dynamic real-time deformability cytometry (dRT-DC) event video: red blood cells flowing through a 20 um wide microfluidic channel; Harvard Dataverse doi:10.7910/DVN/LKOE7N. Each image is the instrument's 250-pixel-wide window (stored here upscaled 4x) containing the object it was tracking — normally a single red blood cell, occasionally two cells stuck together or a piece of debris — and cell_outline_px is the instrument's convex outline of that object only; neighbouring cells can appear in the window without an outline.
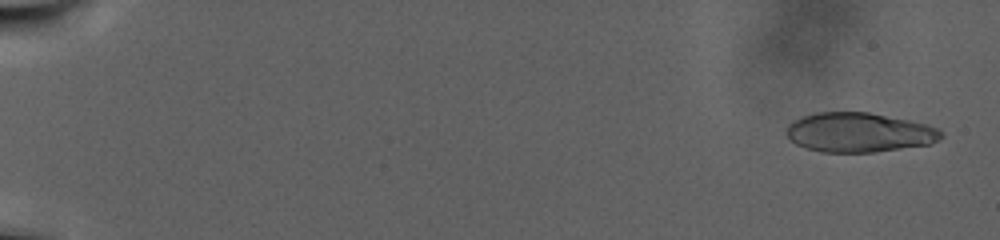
{"species": "human", "species_latin": "Homo sapiens", "temperature_condition": "warm", "stored_images_in_passage": 110, "camera_frame_rate_fps": 3000, "um_per_image_px": 0.085, "donor": {"sex": "male"}, "frame": {"image": 1, "passage_image": 5, "time_ms": 1.333, "image_size_px": [1000, 240], "cell_outline_px": [[944, 136], [928, 144], [876, 152], [820, 152], [804, 148], [788, 140], [784, 132], [788, 124], [792, 120], [800, 116], [816, 112], [868, 112], [928, 124], [944, 132]], "centroid_in_image_um": [72.94, 11.25], "position_along_channel_um": 12.1, "area_um2": 35.95}}
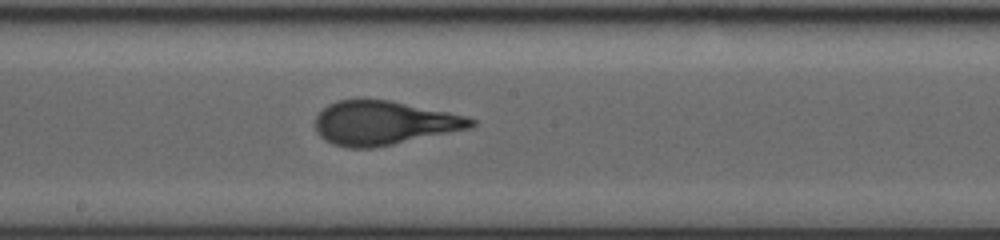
{"frame": {"image": 2, "passage_image": 65, "time_ms": 21.333, "image_size_px": [1000, 240], "cell_outline_px": [[476, 124], [472, 128], [372, 148], [348, 148], [332, 144], [324, 140], [316, 132], [316, 116], [328, 104], [336, 100], [388, 100], [468, 116], [476, 120]], "centroid_in_image_um": [32.62, 10.46], "position_along_channel_um": 215.6, "area_um2": 39.71}}
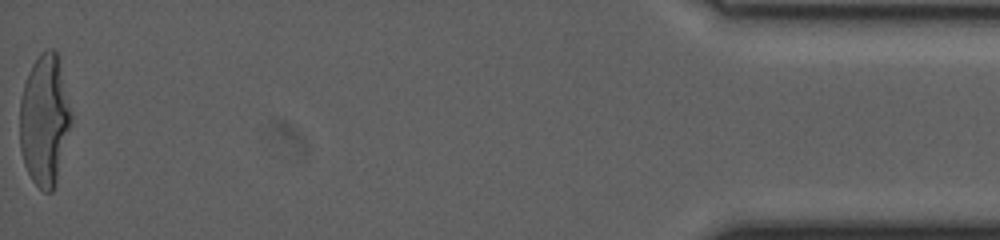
{"frame": {"image": 3, "passage_image": 110, "time_ms": 36.333, "image_size_px": [1000, 240], "cell_outline_px": [[72, 124], [56, 184], [52, 192], [44, 192], [32, 180], [24, 164], [20, 148], [20, 100], [24, 84], [28, 72], [32, 64], [40, 52], [44, 48], [52, 48], [60, 56], [72, 112]], "centroid_in_image_um": [3.82, 10.15], "position_along_channel_um": 431.4, "area_um2": 40.17}}